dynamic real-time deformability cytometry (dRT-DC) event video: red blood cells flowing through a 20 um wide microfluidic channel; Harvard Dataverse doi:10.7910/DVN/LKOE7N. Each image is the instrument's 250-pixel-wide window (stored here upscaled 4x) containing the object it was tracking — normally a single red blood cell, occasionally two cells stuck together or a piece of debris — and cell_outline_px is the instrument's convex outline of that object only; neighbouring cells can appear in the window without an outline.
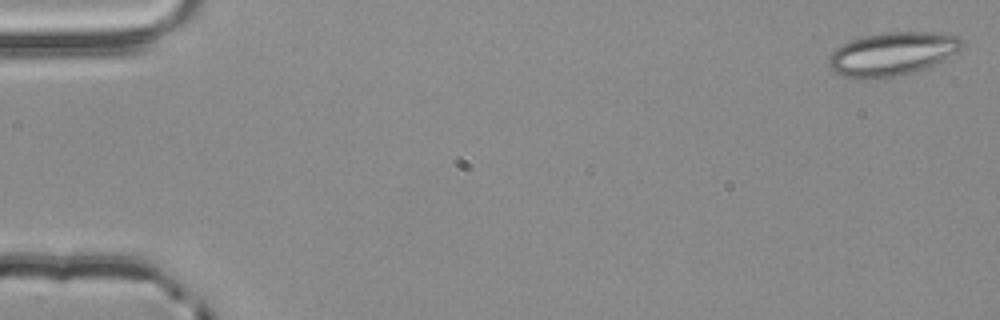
{"species": "common noctule bat (a hibernating species)", "species_latin": "Nyctalus noctula", "temperature_condition": "room temperature", "stored_images_in_passage": 3, "camera_frame_rate_fps": 3000, "um_per_image_px": 0.085, "animal": {"sex": "male", "body_mass_g": 20.4}, "frame": {"image": 1, "passage_image": 1, "time_ms": 0.0, "image_size_px": [1000, 320], "cell_outline_px": [[964, 48], [924, 68], [900, 76], [876, 80], [860, 80], [844, 76], [836, 72], [828, 64], [828, 60], [832, 52], [836, 48], [848, 40], [864, 36], [884, 32], [940, 32], [960, 36], [964, 40]], "centroid_in_image_um": [75.84, 4.58], "position_along_channel_um": 9.2, "area_um2": 34.1}}
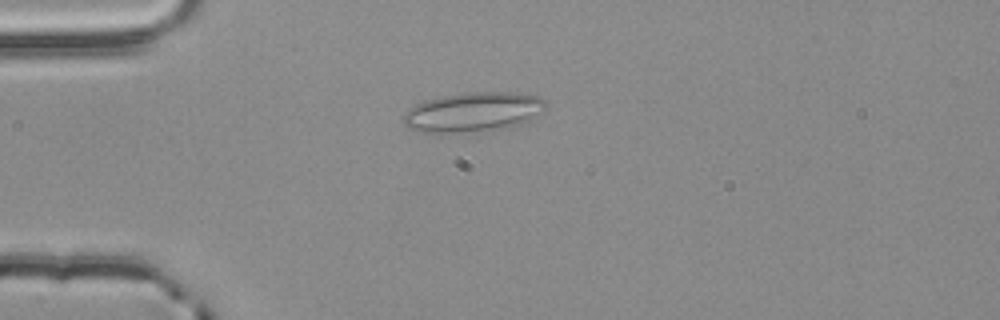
{"frame": {"image": 2, "passage_image": 3, "time_ms": 0.667, "image_size_px": [1000, 320], "cell_outline_px": [[548, 108], [544, 112], [520, 124], [488, 128], [452, 132], [424, 132], [408, 128], [404, 124], [404, 116], [408, 108], [416, 104], [444, 96], [472, 92], [516, 92], [540, 96], [548, 104]], "centroid_in_image_um": [40.27, 9.48], "position_along_channel_um": 44.7, "area_um2": 32.02}}